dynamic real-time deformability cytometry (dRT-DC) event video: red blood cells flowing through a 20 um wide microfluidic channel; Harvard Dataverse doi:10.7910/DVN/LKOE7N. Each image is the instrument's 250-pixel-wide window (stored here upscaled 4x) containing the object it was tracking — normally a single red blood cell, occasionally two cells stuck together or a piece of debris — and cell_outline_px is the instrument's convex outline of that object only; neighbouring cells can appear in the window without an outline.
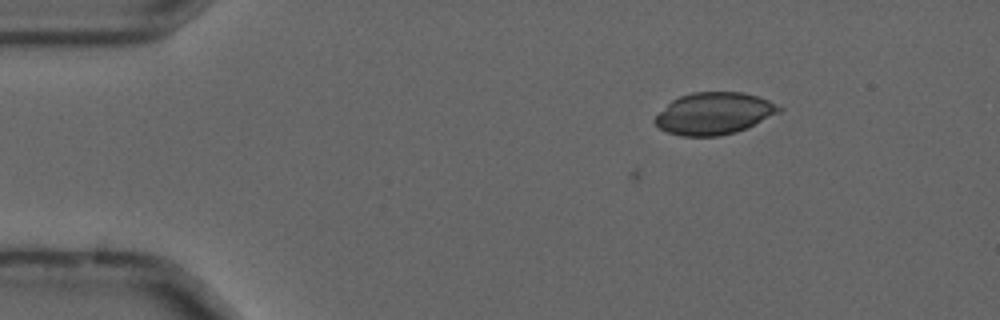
{"species": "common noctule bat (a hibernating species)", "species_latin": "Nyctalus noctula", "temperature_condition": "cold", "stored_images_in_passage": 7, "camera_frame_rate_fps": 3000, "um_per_image_px": 0.085, "animal": {"sex": "male", "forearm_length_mm": 52.5}, "frame": {"image": 1, "passage_image": 7, "time_ms": 2.0, "image_size_px": [1000, 320], "cell_outline_px": [[784, 108], [780, 112], [748, 128], [736, 132], [720, 136], [680, 136], [668, 132], [660, 128], [652, 120], [672, 100], [680, 96], [692, 92], [740, 92], [756, 96], [768, 100]], "centroid_in_image_um": [60.71, 9.65], "position_along_channel_um": 24.3, "area_um2": 30.29}}